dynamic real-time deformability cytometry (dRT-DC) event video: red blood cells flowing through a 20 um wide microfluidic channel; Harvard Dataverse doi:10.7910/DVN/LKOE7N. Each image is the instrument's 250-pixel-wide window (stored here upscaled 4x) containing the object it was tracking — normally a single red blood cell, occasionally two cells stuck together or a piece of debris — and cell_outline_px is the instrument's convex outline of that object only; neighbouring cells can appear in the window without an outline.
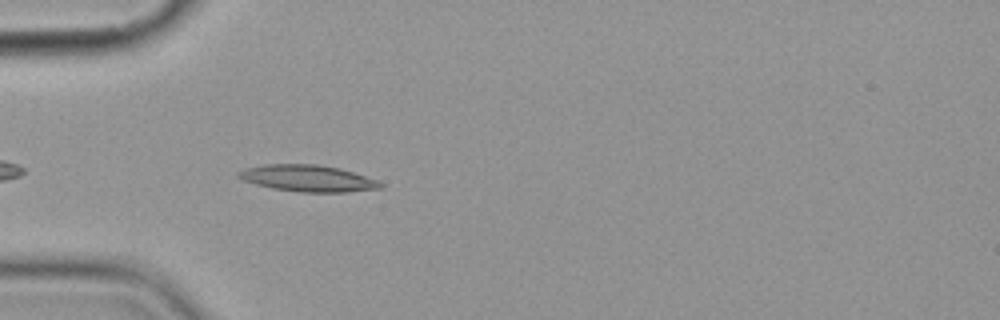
{"species": "common noctule bat (a hibernating species)", "species_latin": "Nyctalus noctula", "temperature_condition": "cold", "stored_images_in_passage": 3, "camera_frame_rate_fps": 3000, "um_per_image_px": 0.085, "animal": {"sex": "female", "body_mass_g": 19.9}, "frame": {"image": 1, "passage_image": 3, "time_ms": 2.333, "image_size_px": [1000, 320], "cell_outline_px": [[384, 188], [348, 192], [300, 192], [272, 188], [256, 184], [244, 180], [236, 176], [236, 172], [244, 168], [264, 164], [316, 164], [340, 168], [376, 180], [384, 184]], "centroid_in_image_um": [26.15, 15.15], "position_along_channel_um": 58.9, "area_um2": 22.02}}